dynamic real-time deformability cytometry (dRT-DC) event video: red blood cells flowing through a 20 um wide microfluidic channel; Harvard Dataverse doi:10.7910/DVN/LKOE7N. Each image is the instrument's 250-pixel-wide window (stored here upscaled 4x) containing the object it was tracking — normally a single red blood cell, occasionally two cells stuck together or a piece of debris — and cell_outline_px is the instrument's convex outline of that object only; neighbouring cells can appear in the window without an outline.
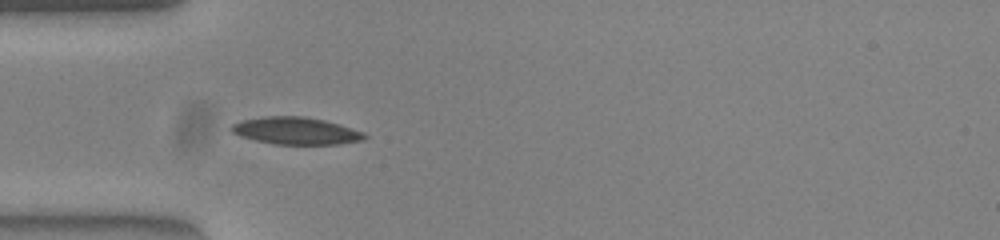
{"species": "common noctule bat (a hibernating species)", "species_latin": "Nyctalus noctula", "temperature_condition": "warm", "stored_images_in_passage": 38, "camera_frame_rate_fps": 3000, "um_per_image_px": 0.085, "animal": {"sex": "female", "body_mass_g": 23.0, "forearm_length_mm": 53.4}, "frame": {"image": 1, "passage_image": 1, "time_ms": 0.0, "image_size_px": [1000, 240], "cell_outline_px": [[368, 136], [364, 140], [340, 144], [276, 144], [256, 140], [240, 136], [232, 132], [228, 128], [232, 124], [240, 120], [264, 116], [304, 116], [324, 120], [340, 124], [364, 132]], "centroid_in_image_um": [25.15, 11.11], "position_along_channel_um": 59.8, "area_um2": 21.27}}
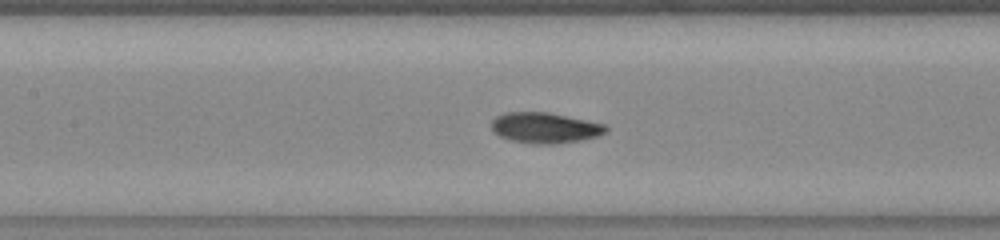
{"frame": {"image": 2, "passage_image": 9, "time_ms": 2.667, "image_size_px": [1000, 240], "cell_outline_px": [[608, 132], [600, 136], [580, 140], [556, 144], [536, 144], [512, 140], [500, 136], [492, 128], [492, 120], [496, 116], [504, 112], [548, 112], [608, 124]], "centroid_in_image_um": [46.39, 10.86], "position_along_channel_um": 161.0, "area_um2": 20.58}}
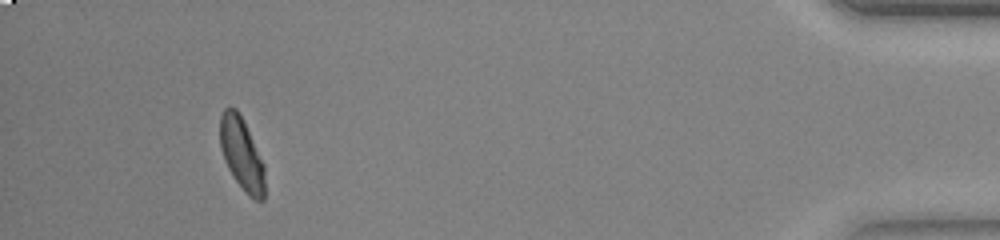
{"frame": {"image": 3, "passage_image": 34, "time_ms": 11.0, "image_size_px": [1000, 240], "cell_outline_px": [[264, 200], [256, 200], [248, 196], [244, 192], [228, 168], [224, 160], [220, 148], [220, 116], [224, 108], [236, 108], [264, 164]], "centroid_in_image_um": [20.52, 13.12], "position_along_channel_um": 414.7, "area_um2": 18.5}, "authors_computed_cell_mechanics": {"area_um2": 19.941, "velocity_mm_per_s": 3.8787, "shape_relaxation_time_tau1_ms": 4.4575, "shape_relaxation_time_tau2_ms": 1.9422, "deformation_change_tau1": 0.1549, "deformation_change_tau2": 0.0619}}